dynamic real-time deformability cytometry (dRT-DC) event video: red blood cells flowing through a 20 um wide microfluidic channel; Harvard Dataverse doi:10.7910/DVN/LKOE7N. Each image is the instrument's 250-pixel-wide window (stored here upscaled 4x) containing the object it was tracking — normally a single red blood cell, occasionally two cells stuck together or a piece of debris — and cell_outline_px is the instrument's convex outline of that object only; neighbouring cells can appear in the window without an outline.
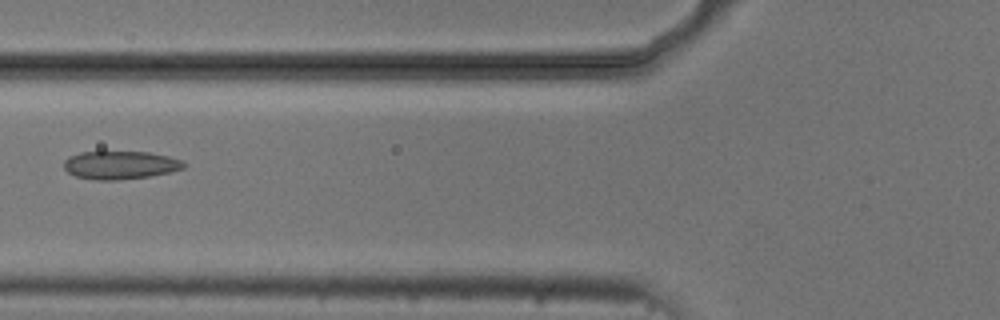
{"species": "common noctule bat (a hibernating species)", "species_latin": "Nyctalus noctula", "temperature_condition": "cold", "stored_images_in_passage": 7, "camera_frame_rate_fps": 3000, "um_per_image_px": 0.085, "animal": {"sex": "male", "body_mass_g": 20.5, "forearm_length_mm": 52.5}, "frame": {"image": 1, "passage_image": 7, "time_ms": 6.667, "image_size_px": [1000, 320], "cell_outline_px": [[184, 168], [172, 172], [148, 176], [116, 180], [96, 180], [76, 176], [68, 172], [64, 168], [64, 160], [68, 156], [80, 152], [148, 152], [168, 156], [184, 160]], "centroid_in_image_um": [10.22, 14.03], "position_along_channel_um": 115.6, "area_um2": 19.65}}